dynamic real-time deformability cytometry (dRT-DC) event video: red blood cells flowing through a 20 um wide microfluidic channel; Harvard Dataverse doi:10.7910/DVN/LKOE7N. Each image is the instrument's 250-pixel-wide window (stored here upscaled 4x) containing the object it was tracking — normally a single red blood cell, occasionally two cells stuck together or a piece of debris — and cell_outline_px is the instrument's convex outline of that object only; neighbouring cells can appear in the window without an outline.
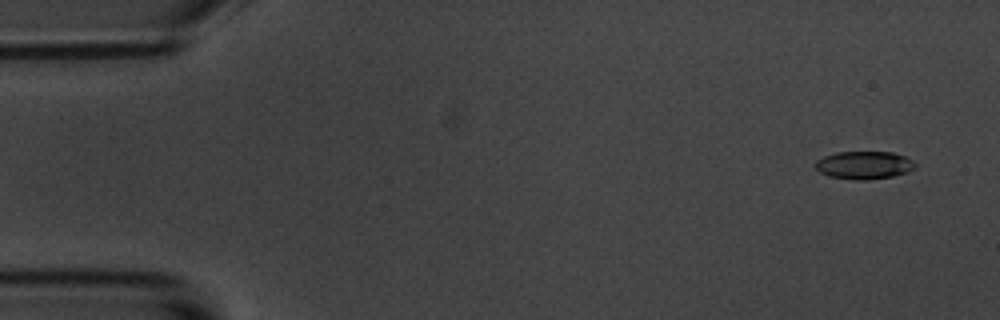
{"species": "common noctule bat (a hibernating species)", "species_latin": "Nyctalus noctula", "temperature_condition": "room temperature", "stored_images_in_passage": 5, "camera_frame_rate_fps": 3000, "um_per_image_px": 0.085, "animal": {"sex": "male", "body_mass_g": 20.1, "forearm_length_mm": 53.5}, "frame": {"image": 1, "passage_image": 1, "time_ms": 0.0, "image_size_px": [1000, 320], "cell_outline_px": [[916, 168], [908, 172], [892, 176], [868, 180], [856, 180], [828, 176], [820, 172], [816, 168], [816, 160], [824, 156], [836, 152], [892, 152], [904, 156], [912, 160], [916, 164]], "centroid_in_image_um": [73.46, 14.04], "position_along_channel_um": 11.5, "area_um2": 16.24}}
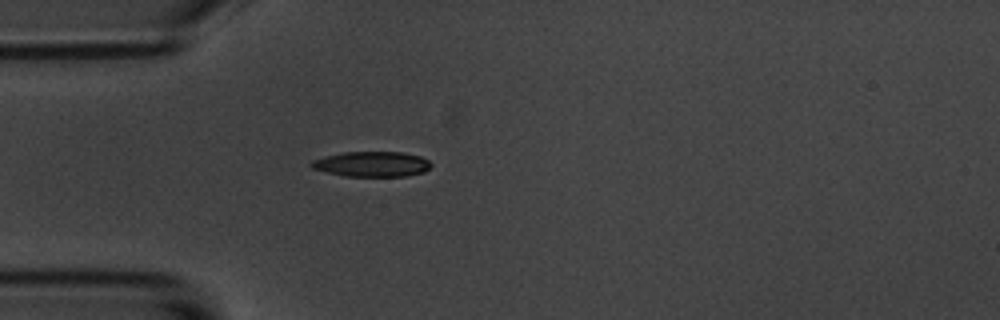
{"frame": {"image": 2, "passage_image": 5, "time_ms": 4.333, "image_size_px": [1000, 320], "cell_outline_px": [[432, 164], [424, 172], [408, 176], [344, 176], [312, 168], [308, 164], [312, 160], [324, 156], [344, 152], [404, 152], [420, 156], [428, 160]], "centroid_in_image_um": [31.61, 13.94], "position_along_channel_um": 53.4, "area_um2": 17.63}}